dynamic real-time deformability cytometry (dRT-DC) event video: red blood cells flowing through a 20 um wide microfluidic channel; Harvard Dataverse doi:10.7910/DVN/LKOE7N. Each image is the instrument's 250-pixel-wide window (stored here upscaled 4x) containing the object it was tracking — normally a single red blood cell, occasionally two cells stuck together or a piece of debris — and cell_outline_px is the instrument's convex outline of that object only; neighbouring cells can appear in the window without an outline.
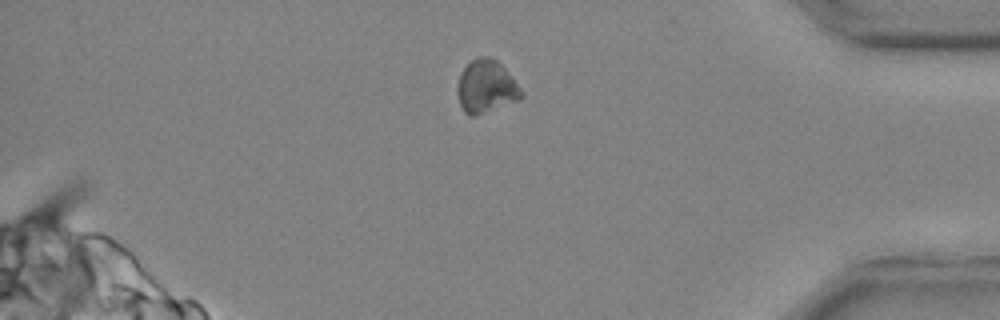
{"species": "common noctule bat (a hibernating species)", "species_latin": "Nyctalus noctula", "temperature_condition": "cold", "stored_images_in_passage": 25, "camera_frame_rate_fps": 3000, "um_per_image_px": 0.085, "animal": {"sex": "male", "body_mass_g": 20.4}, "frame": {"image": 1, "passage_image": 22, "time_ms": 7.0, "image_size_px": [1000, 320], "cell_outline_px": [[524, 96], [516, 100], [472, 116], [468, 116], [464, 112], [460, 104], [456, 92], [456, 88], [460, 76], [464, 68], [476, 56], [488, 56], [496, 60], [512, 76], [524, 92]], "centroid_in_image_um": [41.31, 7.34], "position_along_channel_um": 393.9, "area_um2": 19.42}}